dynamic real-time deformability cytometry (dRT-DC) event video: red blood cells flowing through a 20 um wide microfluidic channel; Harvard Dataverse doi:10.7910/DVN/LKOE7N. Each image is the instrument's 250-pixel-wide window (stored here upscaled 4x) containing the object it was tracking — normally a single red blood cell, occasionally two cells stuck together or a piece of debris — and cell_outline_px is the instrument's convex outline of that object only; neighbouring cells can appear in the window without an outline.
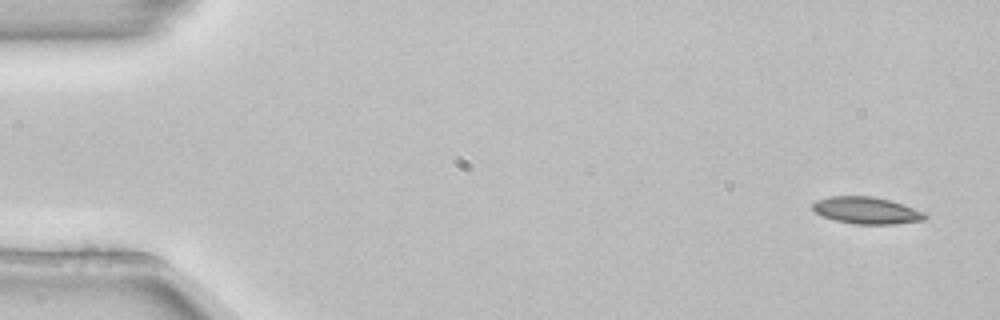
{"species": "common noctule bat (a hibernating species)", "species_latin": "Nyctalus noctula", "temperature_condition": "room temperature", "stored_images_in_passage": 3, "camera_frame_rate_fps": 3000, "um_per_image_px": 0.085, "animal": {"sex": "female", "body_mass_g": 22.7, "forearm_length_mm": 54.2}, "frame": {"image": 1, "passage_image": 1, "time_ms": 0.0, "image_size_px": [1000, 320], "cell_outline_px": [[928, 216], [924, 220], [892, 224], [852, 224], [836, 220], [824, 216], [816, 212], [812, 208], [812, 204], [816, 200], [828, 196], [872, 196], [888, 200], [924, 212]], "centroid_in_image_um": [73.62, 17.88], "position_along_channel_um": 11.4, "area_um2": 17.4}}
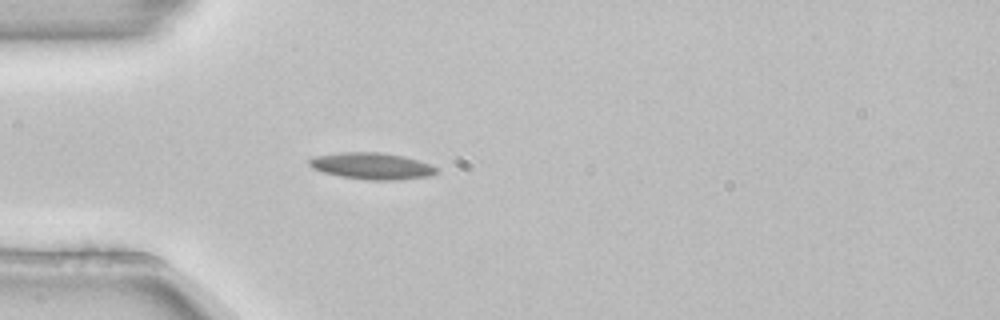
{"frame": {"image": 2, "passage_image": 3, "time_ms": 0.667, "image_size_px": [1000, 320], "cell_outline_px": [[440, 172], [432, 176], [400, 180], [364, 180], [340, 176], [324, 172], [312, 168], [308, 164], [308, 160], [312, 156], [340, 152], [380, 152], [404, 156], [432, 164], [440, 168]], "centroid_in_image_um": [31.66, 14.11], "position_along_channel_um": 53.3, "area_um2": 20.23}}